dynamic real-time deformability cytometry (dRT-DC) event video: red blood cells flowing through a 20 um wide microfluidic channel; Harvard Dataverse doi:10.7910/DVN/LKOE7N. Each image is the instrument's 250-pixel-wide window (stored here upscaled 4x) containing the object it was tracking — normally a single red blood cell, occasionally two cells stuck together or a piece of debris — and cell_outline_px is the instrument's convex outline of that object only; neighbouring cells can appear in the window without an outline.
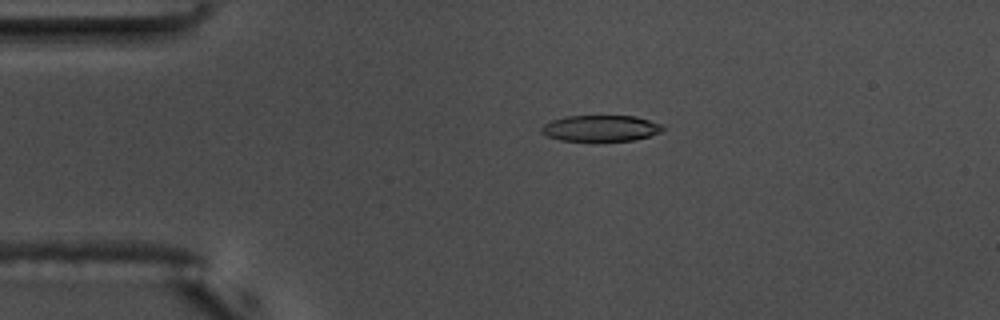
{"species": "common noctule bat (a hibernating species)", "species_latin": "Nyctalus noctula", "temperature_condition": "warm", "stored_images_in_passage": 56, "camera_frame_rate_fps": 3000, "um_per_image_px": 0.085, "animal": {"sex": "male", "body_mass_g": 17.5, "forearm_length_mm": 52.3}, "frame": {"image": 1, "passage_image": 12, "time_ms": 3.667, "image_size_px": [1000, 320], "cell_outline_px": [[664, 128], [660, 132], [648, 136], [632, 140], [560, 140], [548, 136], [540, 132], [540, 128], [544, 124], [552, 120], [568, 116], [636, 116], [664, 124]], "centroid_in_image_um": [51.07, 10.89], "position_along_channel_um": 33.9, "area_um2": 18.26}}
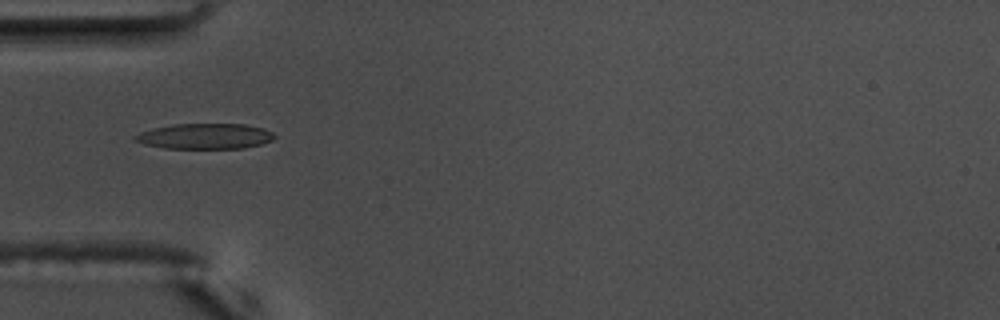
{"frame": {"image": 2, "passage_image": 18, "time_ms": 5.667, "image_size_px": [1000, 320], "cell_outline_px": [[276, 136], [272, 140], [260, 144], [244, 148], [164, 148], [144, 144], [132, 140], [132, 136], [140, 132], [152, 128], [172, 124], [244, 124], [264, 128], [272, 132]], "centroid_in_image_um": [17.38, 11.57], "position_along_channel_um": 67.6, "area_um2": 20.81}}
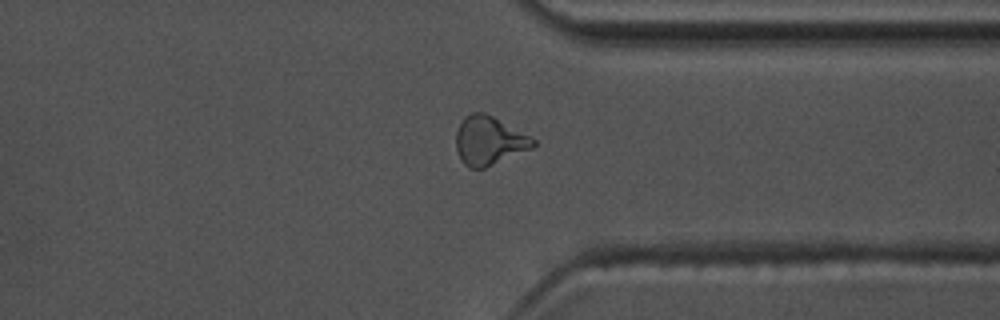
{"frame": {"image": 3, "passage_image": 43, "time_ms": 14.0, "image_size_px": [1000, 320], "cell_outline_px": [[536, 144], [532, 148], [484, 168], [468, 168], [460, 160], [456, 148], [456, 132], [460, 120], [464, 116], [472, 112], [484, 112], [532, 136], [536, 140]], "centroid_in_image_um": [41.55, 11.94], "position_along_channel_um": 369.8, "area_um2": 22.02}, "authors_computed_cell_mechanics": {"area_um2": 20.2589, "velocity_mm_per_s": 3.6521, "shape_relaxation_time_tau1_ms": 10.0959, "shape_relaxation_time_tau2_ms": 2.2323, "deformation_change_tau1": 0.245, "deformation_change_tau2": 0.0988}}